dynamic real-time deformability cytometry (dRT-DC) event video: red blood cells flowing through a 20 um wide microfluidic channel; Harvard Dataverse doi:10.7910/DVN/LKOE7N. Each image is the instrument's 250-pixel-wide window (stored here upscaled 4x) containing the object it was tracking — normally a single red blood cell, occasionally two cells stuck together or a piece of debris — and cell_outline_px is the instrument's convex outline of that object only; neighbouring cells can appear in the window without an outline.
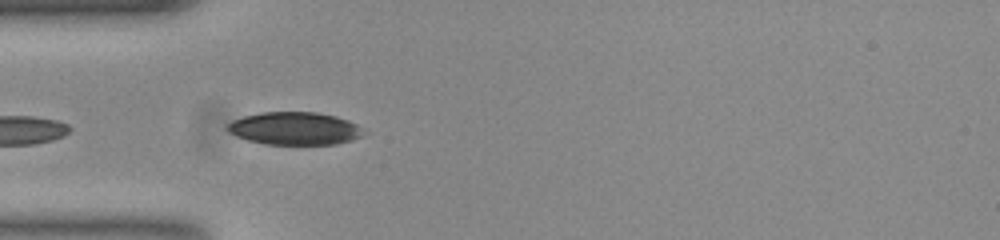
{"species": "common noctule bat (a hibernating species)", "species_latin": "Nyctalus noctula", "temperature_condition": "room temperature", "stored_images_in_passage": 40, "camera_frame_rate_fps": 3000, "um_per_image_px": 0.085, "animal": {"sex": "female", "body_mass_g": 23.0, "forearm_length_mm": 53.4}, "frame": {"image": 1, "passage_image": 2, "time_ms": 0.333, "image_size_px": [1000, 240], "cell_outline_px": [[360, 136], [352, 140], [336, 144], [264, 144], [248, 140], [236, 136], [228, 132], [224, 128], [224, 124], [232, 120], [244, 116], [260, 112], [316, 112], [336, 116], [348, 120], [356, 124], [360, 128]], "centroid_in_image_um": [24.95, 10.91], "position_along_channel_um": 60.1, "area_um2": 26.01}}
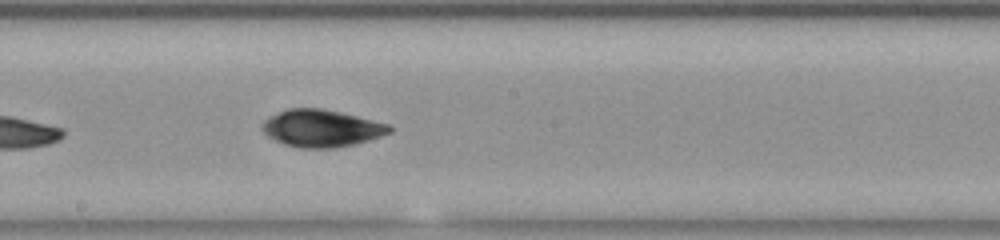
{"frame": {"image": 2, "passage_image": 15, "time_ms": 4.667, "image_size_px": [1000, 240], "cell_outline_px": [[392, 132], [356, 144], [332, 148], [300, 148], [284, 144], [268, 136], [264, 132], [264, 120], [268, 116], [288, 108], [320, 108], [340, 112], [388, 124], [392, 128]], "centroid_in_image_um": [27.32, 10.9], "position_along_channel_um": 220.9, "area_um2": 27.34}}
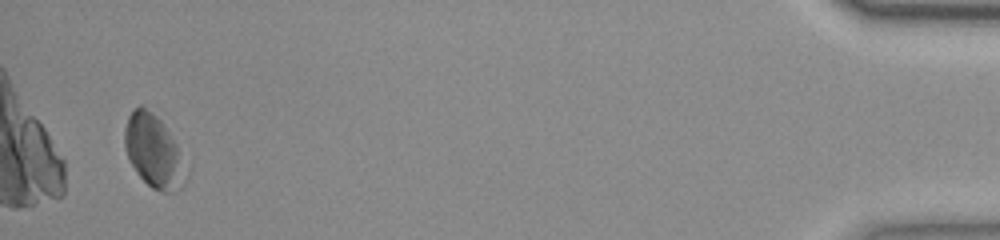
{"frame": {"image": 3, "passage_image": 38, "time_ms": 12.333, "image_size_px": [1000, 240], "cell_outline_px": [[180, 188], [176, 192], [160, 192], [152, 188], [136, 172], [128, 160], [124, 148], [124, 128], [128, 116], [140, 104], [144, 104], [164, 124], [176, 144], [180, 176]], "centroid_in_image_um": [12.91, 12.78], "position_along_channel_um": 422.3, "area_um2": 24.74}, "authors_computed_cell_mechanics": {"area_um2": 27.1082, "velocity_mm_per_s": 3.7484, "shape_relaxation_time_tau1_ms": 3.398, "shape_relaxation_time_tau2_ms": 2.5274, "deformation_change_tau1": 0.0754, "deformation_change_tau2": 0.054}}